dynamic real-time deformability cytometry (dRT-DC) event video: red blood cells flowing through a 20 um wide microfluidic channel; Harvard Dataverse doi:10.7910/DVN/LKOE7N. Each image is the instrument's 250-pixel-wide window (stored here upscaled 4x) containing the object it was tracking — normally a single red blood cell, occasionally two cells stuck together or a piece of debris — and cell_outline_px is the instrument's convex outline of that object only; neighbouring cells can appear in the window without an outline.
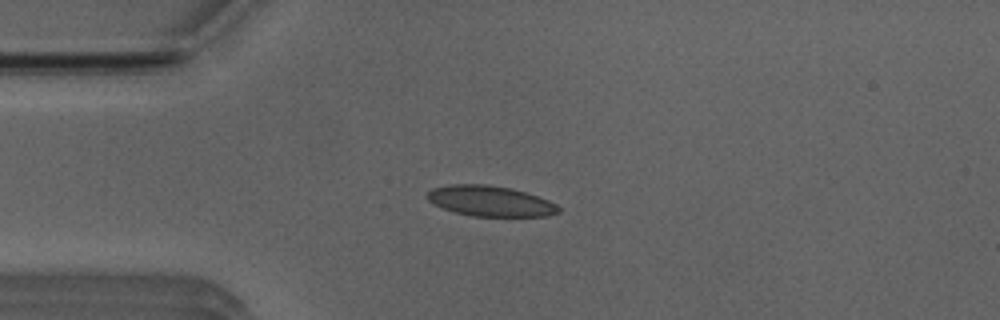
{"species": "Egyptian fruit bat (a non-hibernating species)", "species_latin": "Rousettus aegyptiacus", "temperature_condition": "room temperature", "stored_images_in_passage": 40, "camera_frame_rate_fps": 3000, "um_per_image_px": 0.085, "animal": {"sex": "male"}, "frame": {"image": 1, "passage_image": 1, "time_ms": 0.0, "image_size_px": [1000, 320], "cell_outline_px": [[560, 212], [548, 216], [472, 216], [456, 212], [432, 204], [428, 200], [428, 192], [432, 188], [452, 184], [488, 184], [512, 188], [548, 200], [556, 204], [560, 208]], "centroid_in_image_um": [41.68, 17.09], "position_along_channel_um": 43.3, "area_um2": 23.24}}
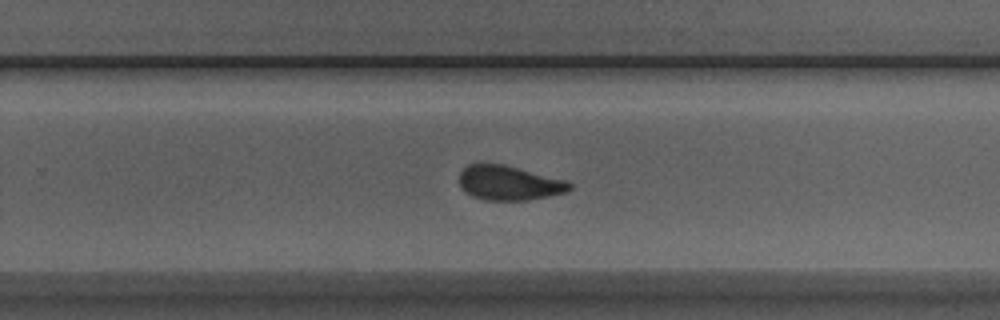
{"frame": {"image": 2, "passage_image": 21, "time_ms": 6.667, "image_size_px": [1000, 320], "cell_outline_px": [[572, 188], [568, 192], [528, 200], [488, 200], [472, 196], [460, 184], [460, 172], [468, 164], [480, 160], [504, 164], [568, 180], [572, 184]], "centroid_in_image_um": [43.29, 15.5], "position_along_channel_um": 286.5, "area_um2": 22.66}}
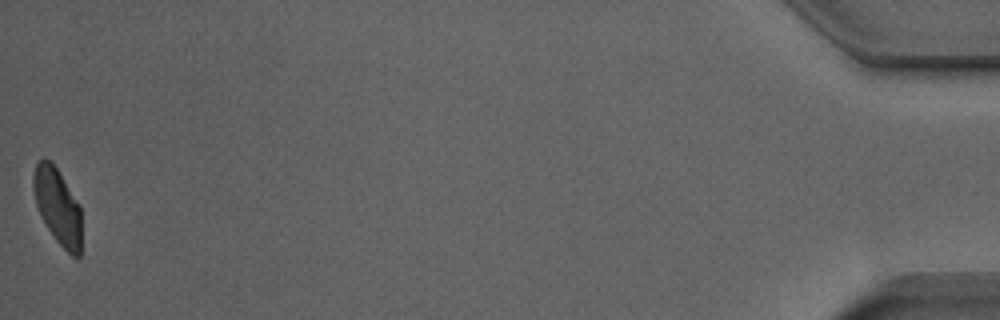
{"frame": {"image": 3, "passage_image": 40, "time_ms": 13.0, "image_size_px": [1000, 320], "cell_outline_px": [[80, 256], [72, 256], [56, 240], [48, 228], [36, 204], [32, 188], [32, 176], [36, 164], [44, 156], [56, 168], [80, 204]], "centroid_in_image_um": [4.88, 17.5], "position_along_channel_um": 430.3, "area_um2": 20.92}, "authors_computed_cell_mechanics": {"area_um2": 23.0044, "velocity_mm_per_s": 3.9261, "shape_relaxation_time_tau1_ms": 4.0212, "shape_relaxation_time_tau2_ms": 1.1422, "deformation_change_tau1": 0.1309, "deformation_change_tau2": 0.0717}}